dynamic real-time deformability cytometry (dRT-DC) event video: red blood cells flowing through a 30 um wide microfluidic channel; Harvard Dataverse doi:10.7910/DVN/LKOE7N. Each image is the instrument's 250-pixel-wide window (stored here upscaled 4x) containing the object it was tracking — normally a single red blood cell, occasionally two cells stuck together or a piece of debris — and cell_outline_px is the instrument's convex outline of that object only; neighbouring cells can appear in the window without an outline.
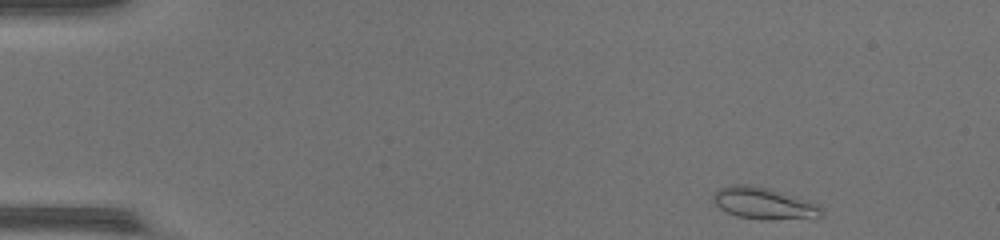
{"species": "common noctule bat (a hibernating species)", "species_latin": "Nyctalus noctula", "temperature_condition": "warm", "stored_images_in_passage": 43, "camera_frame_rate_fps": 3000, "um_per_image_px": 0.085, "animal": {"sex": "female", "body_mass_g": 17.0, "forearm_length_mm": 48.0}, "frame": {"image": 1, "passage_image": 1, "time_ms": 0.0, "image_size_px": [1000, 240], "cell_outline_px": [[824, 216], [772, 220], [760, 220], [736, 216], [720, 208], [716, 204], [712, 196], [720, 188], [728, 184], [752, 184], [768, 188], [808, 200], [820, 204], [824, 212]], "centroid_in_image_um": [64.95, 17.28], "position_along_channel_um": 20.1, "area_um2": 20.17}}
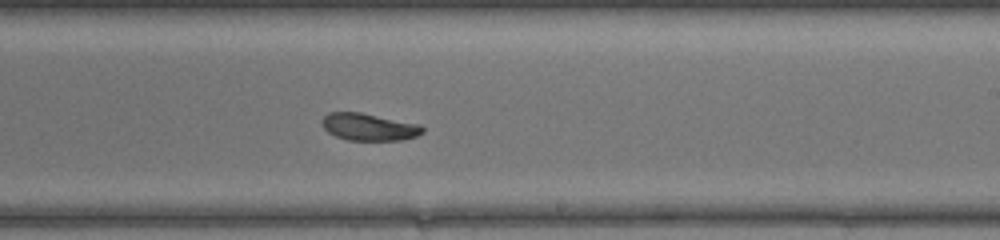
{"frame": {"image": 2, "passage_image": 25, "time_ms": 8.0, "image_size_px": [1000, 240], "cell_outline_px": [[424, 132], [416, 136], [400, 140], [348, 140], [336, 136], [328, 132], [320, 124], [320, 120], [328, 112], [360, 112], [420, 124], [424, 128]], "centroid_in_image_um": [31.33, 10.78], "position_along_channel_um": 257.7, "area_um2": 16.01}}
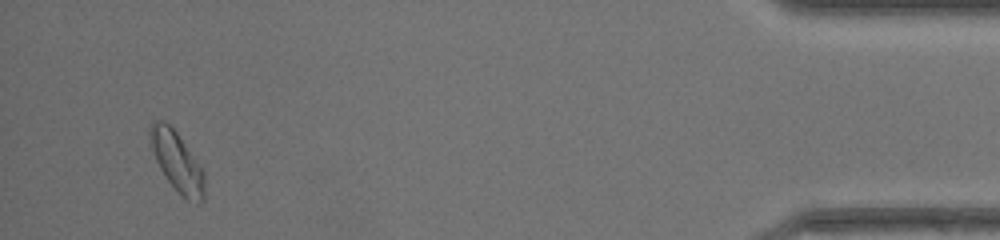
{"frame": {"image": 3, "passage_image": 41, "time_ms": 13.333, "image_size_px": [1000, 240], "cell_outline_px": [[204, 200], [200, 204], [196, 204], [188, 200], [168, 180], [160, 168], [156, 160], [148, 136], [148, 128], [152, 120], [164, 120], [176, 132], [204, 172]], "centroid_in_image_um": [15.02, 13.71], "position_along_channel_um": 420.2, "area_um2": 18.55}, "authors_computed_cell_mechanics": {"area_um2": 17.2822, "velocity_mm_per_s": 4.4047, "shape_relaxation_time_tau1_ms": 2.1497, "shape_relaxation_time_tau2_ms": null, "deformation_change_tau1": 0.0996, "deformation_change_tau2": null}}